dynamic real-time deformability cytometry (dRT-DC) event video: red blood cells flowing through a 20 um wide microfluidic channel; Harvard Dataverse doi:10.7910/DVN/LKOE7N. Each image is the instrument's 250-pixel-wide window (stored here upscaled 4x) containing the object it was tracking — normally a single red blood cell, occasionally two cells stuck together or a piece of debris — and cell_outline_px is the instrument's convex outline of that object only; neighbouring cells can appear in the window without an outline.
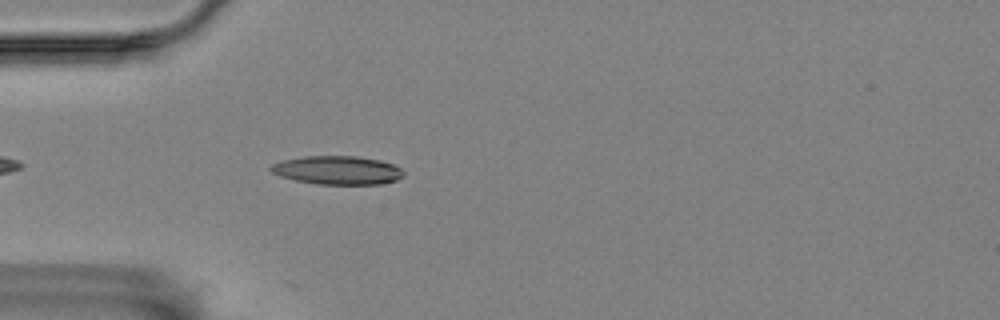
{"species": "Egyptian fruit bat (a non-hibernating species)", "species_latin": "Rousettus aegyptiacus", "temperature_condition": "room temperature", "stored_images_in_passage": 43, "camera_frame_rate_fps": 3000, "um_per_image_px": 0.085, "animal": {"sex": "female"}, "frame": {"image": 1, "passage_image": 5, "time_ms": 1.333, "image_size_px": [1000, 320], "cell_outline_px": [[404, 176], [396, 180], [380, 184], [316, 184], [296, 180], [280, 176], [272, 172], [268, 168], [272, 164], [284, 160], [304, 156], [356, 156], [380, 160], [392, 164], [400, 168], [404, 172]], "centroid_in_image_um": [28.69, 14.47], "position_along_channel_um": 56.3, "area_um2": 22.02}}
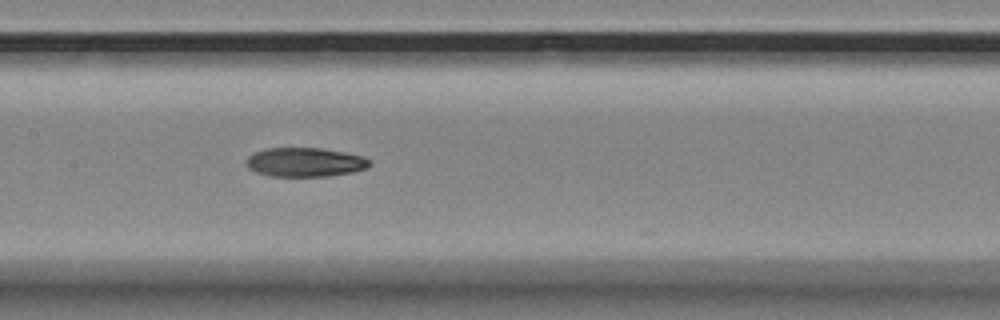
{"frame": {"image": 2, "passage_image": 16, "time_ms": 5.0, "image_size_px": [1000, 320], "cell_outline_px": [[372, 164], [368, 168], [352, 172], [328, 176], [268, 176], [256, 172], [248, 168], [248, 156], [256, 152], [268, 148], [320, 148], [344, 152], [364, 156]], "centroid_in_image_um": [25.96, 13.79], "position_along_channel_um": 181.4, "area_um2": 20.81}}
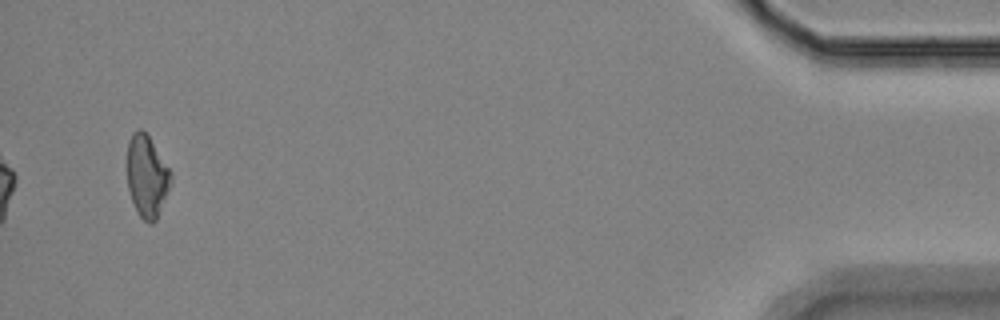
{"frame": {"image": 3, "passage_image": 43, "time_ms": 14.0, "image_size_px": [1000, 320], "cell_outline_px": [[172, 180], [156, 220], [152, 224], [148, 224], [140, 216], [132, 200], [128, 188], [128, 140], [132, 132], [140, 128], [148, 136], [172, 172]], "centroid_in_image_um": [12.49, 14.98], "position_along_channel_um": 422.7, "area_um2": 20.58}}